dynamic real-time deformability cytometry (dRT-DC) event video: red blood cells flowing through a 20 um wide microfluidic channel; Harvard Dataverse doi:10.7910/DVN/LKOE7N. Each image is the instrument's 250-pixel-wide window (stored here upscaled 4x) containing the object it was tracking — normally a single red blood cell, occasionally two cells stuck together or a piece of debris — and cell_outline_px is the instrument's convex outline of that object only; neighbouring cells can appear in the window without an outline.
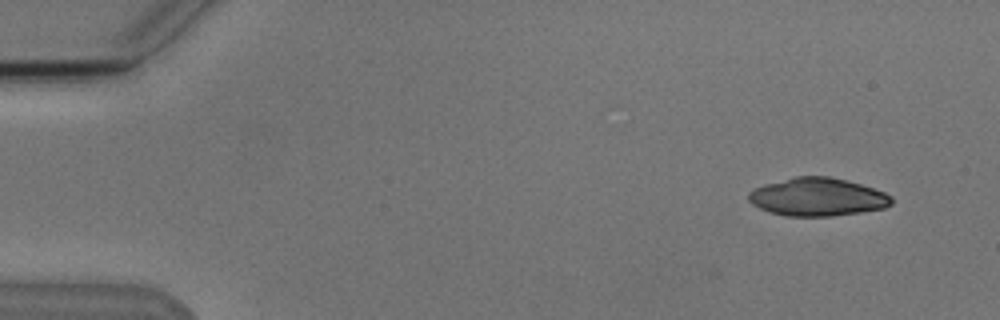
{"species": "Egyptian fruit bat (a non-hibernating species)", "species_latin": "Rousettus aegyptiacus", "temperature_condition": "cold", "stored_images_in_passage": 4, "camera_frame_rate_fps": 3000, "um_per_image_px": 0.085, "animal": {"sex": "male"}, "frame": {"image": 1, "passage_image": 1, "time_ms": 0.0, "image_size_px": [1000, 320], "cell_outline_px": [[892, 204], [884, 208], [860, 212], [832, 216], [788, 216], [772, 212], [760, 208], [752, 204], [748, 200], [748, 192], [752, 188], [764, 184], [796, 176], [828, 176], [860, 184], [884, 192], [892, 196]], "centroid_in_image_um": [69.46, 16.74], "position_along_channel_um": 15.5, "area_um2": 31.62}}